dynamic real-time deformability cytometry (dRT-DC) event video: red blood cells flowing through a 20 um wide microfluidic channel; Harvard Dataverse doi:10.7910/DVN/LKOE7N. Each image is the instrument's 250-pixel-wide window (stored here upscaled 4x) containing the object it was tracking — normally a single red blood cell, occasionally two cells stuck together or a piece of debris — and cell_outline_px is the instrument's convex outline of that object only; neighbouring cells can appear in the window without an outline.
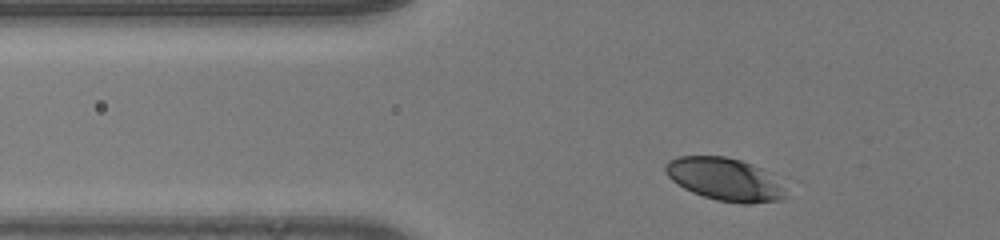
{"species": "human", "species_latin": "Homo sapiens", "temperature_condition": "room temperature", "stored_images_in_passage": 32, "camera_frame_rate_fps": 3000, "um_per_image_px": 0.085, "donor": {"sex": "male"}, "frame": {"image": 1, "passage_image": 4, "time_ms": 1.0, "image_size_px": [1000, 240], "cell_outline_px": [[784, 200], [752, 204], [740, 204], [716, 200], [692, 192], [684, 188], [672, 180], [668, 176], [664, 168], [664, 164], [668, 160], [680, 156], [724, 156], [740, 160], [752, 164], [760, 168], [780, 188], [784, 196]], "centroid_in_image_um": [61.5, 15.24], "position_along_channel_um": 64.3, "area_um2": 29.3}}
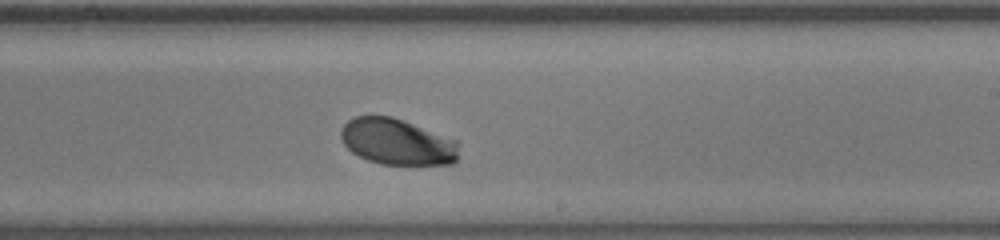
{"frame": {"image": 2, "passage_image": 20, "time_ms": 6.333, "image_size_px": [1000, 240], "cell_outline_px": [[460, 144], [456, 160], [452, 164], [380, 164], [368, 160], [352, 152], [344, 144], [340, 136], [340, 128], [348, 120], [356, 116], [392, 116], [460, 140]], "centroid_in_image_um": [33.79, 12.04], "position_along_channel_um": 255.2, "area_um2": 32.02}}
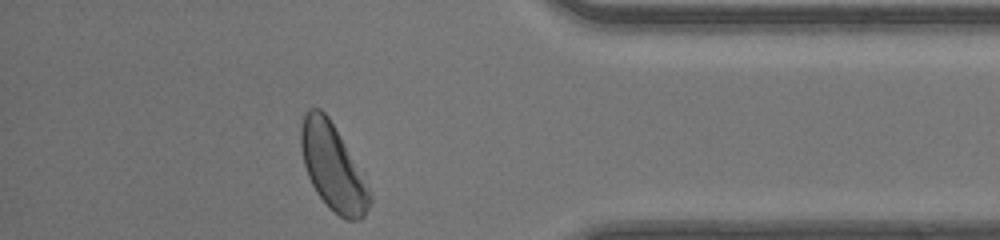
{"frame": {"image": 3, "passage_image": 32, "time_ms": 10.333, "image_size_px": [1000, 240], "cell_outline_px": [[372, 200], [364, 216], [360, 220], [344, 220], [316, 192], [308, 176], [304, 164], [300, 144], [300, 128], [304, 116], [308, 108], [320, 108], [328, 116], [344, 144], [372, 196]], "centroid_in_image_um": [28.25, 14.2], "position_along_channel_um": 406.9, "area_um2": 33.41}, "authors_computed_cell_mechanics": {"area_um2": 31.8478, "velocity_mm_per_s": 4.1192, "shape_relaxation_time_tau1_ms": 1.1835, "shape_relaxation_time_tau2_ms": null, "deformation_change_tau1": 0.0828, "deformation_change_tau2": null}}